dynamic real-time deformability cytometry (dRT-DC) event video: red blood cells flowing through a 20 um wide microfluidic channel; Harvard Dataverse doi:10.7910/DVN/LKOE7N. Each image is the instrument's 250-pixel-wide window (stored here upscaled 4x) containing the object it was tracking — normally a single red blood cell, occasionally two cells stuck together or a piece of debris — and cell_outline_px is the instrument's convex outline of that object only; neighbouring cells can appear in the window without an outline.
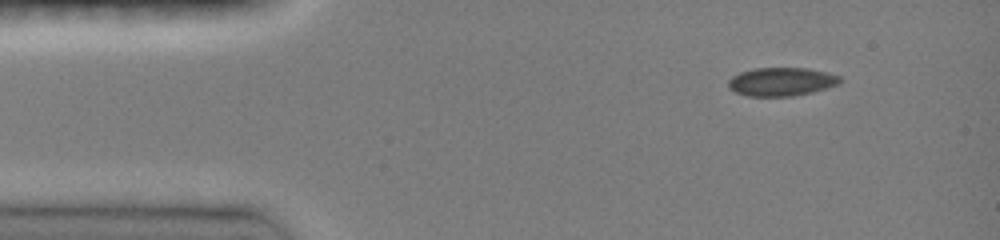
{"species": "common noctule bat (a hibernating species)", "species_latin": "Nyctalus noctula", "temperature_condition": "room temperature", "stored_images_in_passage": 42, "camera_frame_rate_fps": 3000, "um_per_image_px": 0.085, "animal": {"sex": "female", "body_mass_g": 19.0, "forearm_length_mm": 51.5}, "frame": {"image": 1, "passage_image": 1, "time_ms": 0.0, "image_size_px": [1000, 240], "cell_outline_px": [[844, 80], [840, 84], [812, 92], [792, 96], [748, 96], [736, 92], [728, 88], [728, 80], [732, 76], [740, 72], [756, 68], [808, 68], [828, 72], [840, 76]], "centroid_in_image_um": [66.45, 6.94], "position_along_channel_um": 18.5, "area_um2": 18.67}}
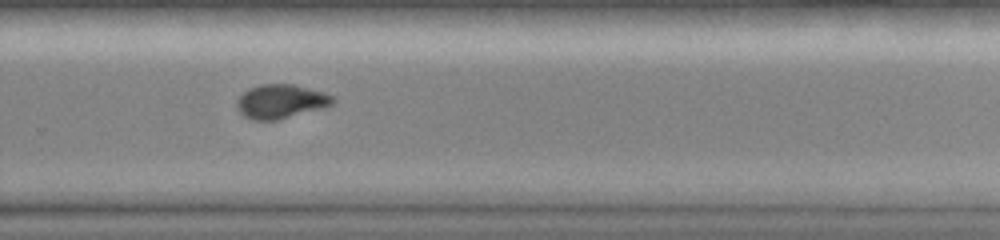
{"frame": {"image": 2, "passage_image": 27, "time_ms": 8.667, "image_size_px": [1000, 240], "cell_outline_px": [[336, 100], [332, 104], [324, 108], [276, 120], [252, 120], [244, 116], [236, 108], [236, 100], [248, 88], [260, 84], [292, 84], [324, 92], [336, 96]], "centroid_in_image_um": [23.88, 8.62], "position_along_channel_um": 305.9, "area_um2": 19.19}}
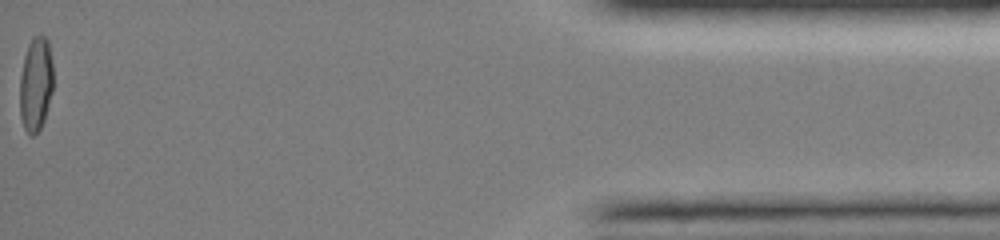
{"frame": {"image": 3, "passage_image": 42, "time_ms": 13.667, "image_size_px": [1000, 240], "cell_outline_px": [[52, 92], [44, 120], [40, 128], [32, 136], [28, 136], [24, 128], [20, 116], [20, 76], [24, 56], [28, 44], [32, 36], [44, 36], [48, 40], [52, 60]], "centroid_in_image_um": [3.03, 7.15], "position_along_channel_um": 432.2, "area_um2": 18.44}, "authors_computed_cell_mechanics": {"area_um2": 18.7561, "velocity_mm_per_s": 4.1576, "shape_relaxation_time_tau1_ms": 5.0056, "shape_relaxation_time_tau2_ms": 2.6258, "deformation_change_tau1": 0.1439, "deformation_change_tau2": 0.0319}}